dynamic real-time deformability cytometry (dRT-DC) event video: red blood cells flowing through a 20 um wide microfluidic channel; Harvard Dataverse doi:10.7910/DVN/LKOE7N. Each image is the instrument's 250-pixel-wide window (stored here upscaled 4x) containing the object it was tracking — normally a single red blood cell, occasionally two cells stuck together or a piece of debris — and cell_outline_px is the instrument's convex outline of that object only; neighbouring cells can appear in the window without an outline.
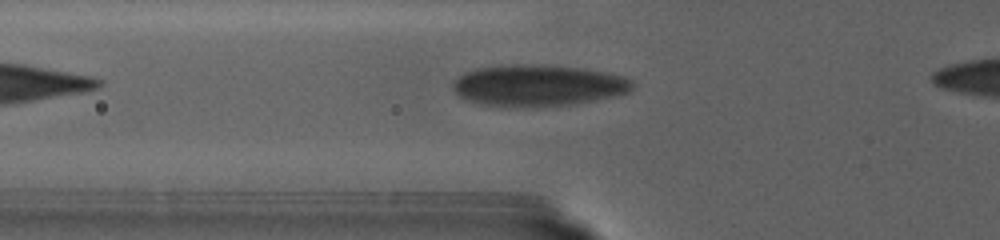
{"species": "human", "species_latin": "Homo sapiens", "temperature_condition": "warm", "stored_images_in_passage": 53, "camera_frame_rate_fps": 3000, "um_per_image_px": 0.085, "donor": {"sex": "female"}, "frame": {"image": 1, "passage_image": 4, "time_ms": 1.0, "image_size_px": [1000, 240], "cell_outline_px": [[636, 84], [632, 92], [616, 96], [576, 104], [540, 108], [508, 108], [480, 104], [464, 100], [452, 88], [452, 84], [464, 72], [476, 68], [496, 64], [544, 64], [584, 68], [624, 76], [632, 80]], "centroid_in_image_um": [45.75, 7.28], "position_along_channel_um": 80.0, "area_um2": 44.91}}
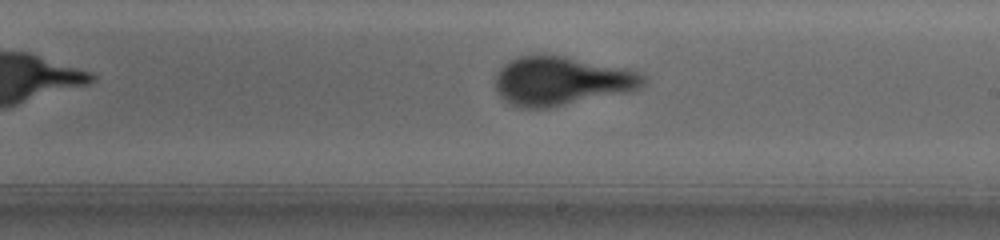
{"frame": {"image": 2, "passage_image": 27, "time_ms": 8.667, "image_size_px": [1000, 240], "cell_outline_px": [[644, 84], [640, 88], [548, 108], [516, 108], [508, 104], [500, 96], [496, 88], [496, 72], [508, 60], [516, 56], [536, 52], [564, 56], [624, 68], [636, 72], [644, 76]], "centroid_in_image_um": [47.59, 6.85], "position_along_channel_um": 241.4, "area_um2": 42.14}}
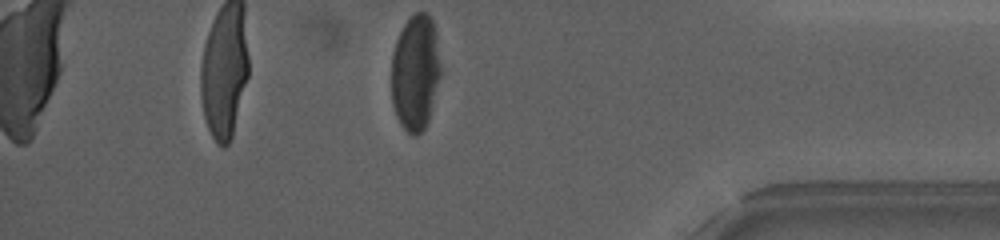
{"frame": {"image": 3, "passage_image": 53, "time_ms": 17.333, "image_size_px": [1000, 240], "cell_outline_px": [[440, 76], [428, 120], [424, 128], [416, 136], [412, 136], [400, 124], [396, 116], [392, 104], [392, 52], [396, 40], [404, 24], [416, 12], [428, 12], [432, 20], [436, 32], [440, 64]], "centroid_in_image_um": [35.3, 6.16], "position_along_channel_um": 399.9, "area_um2": 33.18}}